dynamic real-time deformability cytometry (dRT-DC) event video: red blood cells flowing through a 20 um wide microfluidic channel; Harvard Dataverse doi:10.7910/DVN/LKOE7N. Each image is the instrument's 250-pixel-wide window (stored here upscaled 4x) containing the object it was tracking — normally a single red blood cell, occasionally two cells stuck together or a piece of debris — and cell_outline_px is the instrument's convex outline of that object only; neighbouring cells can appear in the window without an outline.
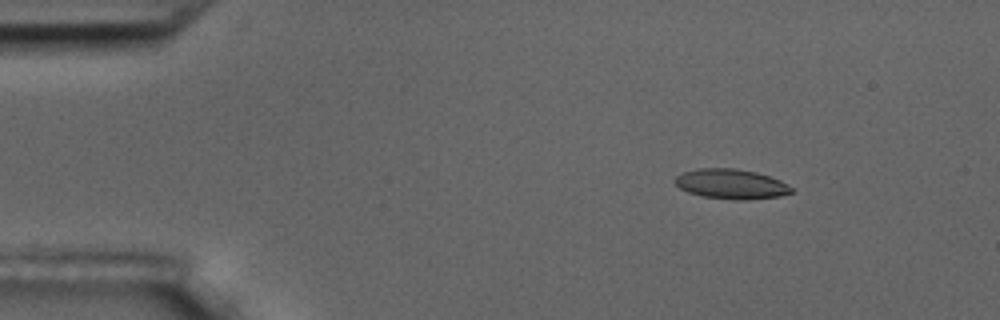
{"species": "common noctule bat (a hibernating species)", "species_latin": "Nyctalus noctula", "temperature_condition": "room temperature", "stored_images_in_passage": 9, "camera_frame_rate_fps": 3000, "um_per_image_px": 0.085, "animal": {"sex": "male", "body_mass_g": 17.5, "forearm_length_mm": 52.3}, "frame": {"image": 1, "passage_image": 1, "time_ms": 0.0, "image_size_px": [1000, 320], "cell_outline_px": [[792, 192], [780, 196], [744, 200], [736, 200], [700, 196], [688, 192], [680, 188], [676, 184], [676, 176], [684, 172], [696, 168], [736, 168], [756, 172], [780, 180], [788, 184], [792, 188]], "centroid_in_image_um": [62.15, 15.64], "position_along_channel_um": 22.9, "area_um2": 20.23}}
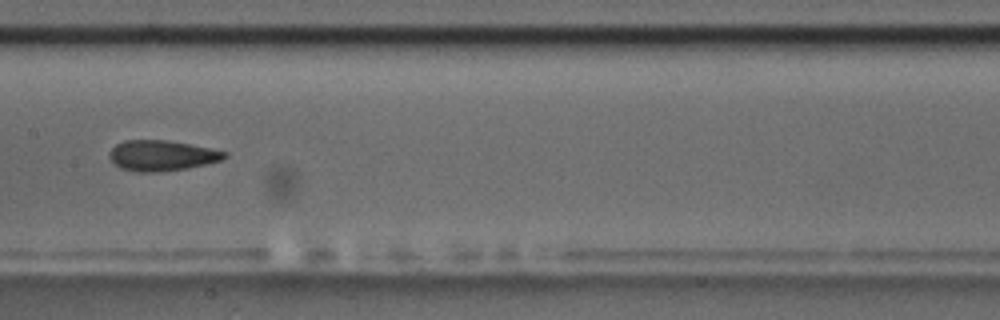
{"frame": {"image": 2, "passage_image": 7, "time_ms": 7.0, "image_size_px": [1000, 320], "cell_outline_px": [[228, 156], [220, 160], [188, 168], [156, 172], [136, 172], [120, 168], [108, 156], [108, 152], [116, 144], [124, 140], [168, 140], [228, 152]], "centroid_in_image_um": [13.71, 13.22], "position_along_channel_um": 193.7, "area_um2": 20.35}}
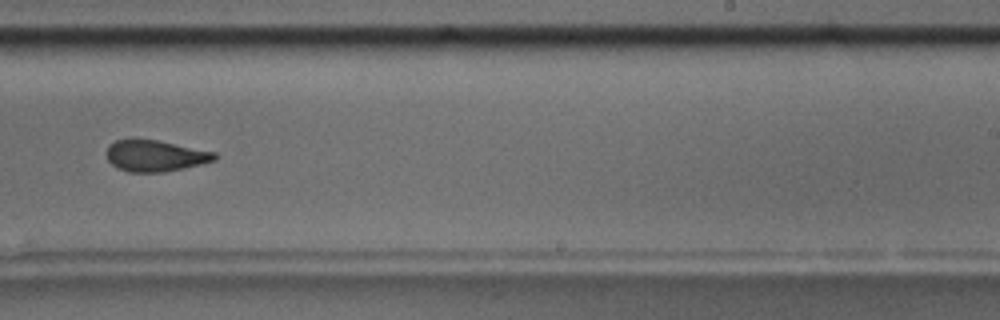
{"frame": {"image": 3, "passage_image": 9, "time_ms": 9.333, "image_size_px": [1000, 320], "cell_outline_px": [[216, 160], [184, 168], [164, 172], [128, 172], [116, 168], [108, 160], [104, 152], [108, 144], [116, 140], [156, 140], [216, 152]], "centroid_in_image_um": [13.15, 13.25], "position_along_channel_um": 275.9, "area_um2": 19.71}}